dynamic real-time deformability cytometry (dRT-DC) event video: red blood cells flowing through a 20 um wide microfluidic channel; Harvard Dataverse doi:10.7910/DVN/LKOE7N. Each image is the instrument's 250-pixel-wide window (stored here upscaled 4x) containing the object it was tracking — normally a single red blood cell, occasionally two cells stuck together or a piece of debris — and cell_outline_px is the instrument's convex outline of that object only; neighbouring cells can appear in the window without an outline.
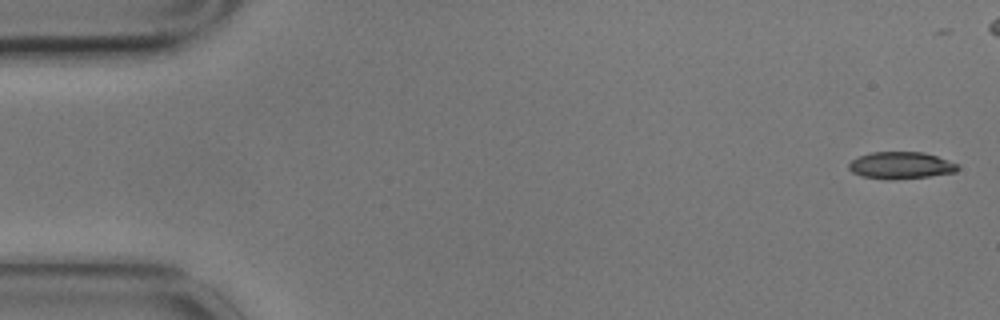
{"species": "common noctule bat (a hibernating species)", "species_latin": "Nyctalus noctula", "temperature_condition": "cold", "stored_images_in_passage": 5, "camera_frame_rate_fps": 3000, "um_per_image_px": 0.085, "animal": {"sex": "male", "body_mass_g": 17.9}, "frame": {"image": 1, "passage_image": 1, "time_ms": 0.0, "image_size_px": [1000, 320], "cell_outline_px": [[960, 168], [956, 172], [928, 176], [892, 180], [888, 180], [864, 176], [852, 172], [848, 168], [848, 164], [852, 160], [860, 156], [872, 152], [924, 152], [936, 156], [956, 164]], "centroid_in_image_um": [76.56, 14.06], "position_along_channel_um": 8.4, "area_um2": 16.94}}